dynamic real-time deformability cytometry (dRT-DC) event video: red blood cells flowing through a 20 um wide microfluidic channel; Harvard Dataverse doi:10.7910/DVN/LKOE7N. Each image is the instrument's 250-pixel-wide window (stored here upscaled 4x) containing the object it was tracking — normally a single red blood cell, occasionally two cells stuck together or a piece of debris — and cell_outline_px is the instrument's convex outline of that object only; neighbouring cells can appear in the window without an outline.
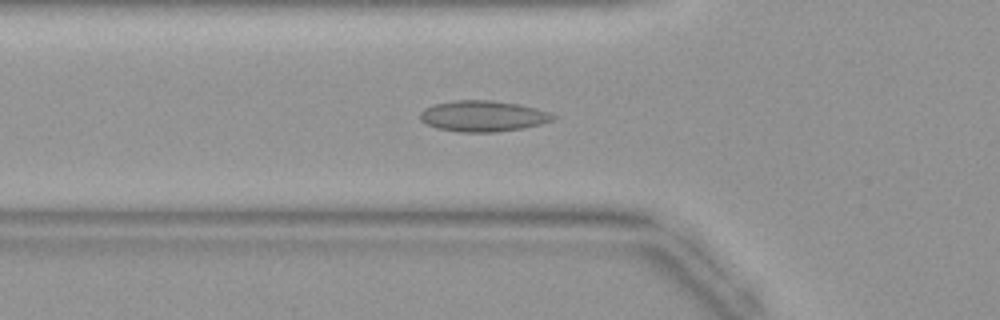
{"species": "common noctule bat (a hibernating species)", "species_latin": "Nyctalus noctula", "temperature_condition": "warm", "stored_images_in_passage": 43, "camera_frame_rate_fps": 3000, "um_per_image_px": 0.085, "animal": {"sex": "female", "body_mass_g": 19.9}, "frame": {"image": 1, "passage_image": 15, "time_ms": 4.667, "image_size_px": [1000, 320], "cell_outline_px": [[556, 120], [524, 128], [496, 132], [460, 132], [436, 128], [420, 120], [420, 112], [424, 108], [432, 104], [456, 100], [492, 100], [516, 104], [536, 108], [548, 112], [556, 116]], "centroid_in_image_um": [41.04, 9.87], "position_along_channel_um": 84.8, "area_um2": 24.04}}
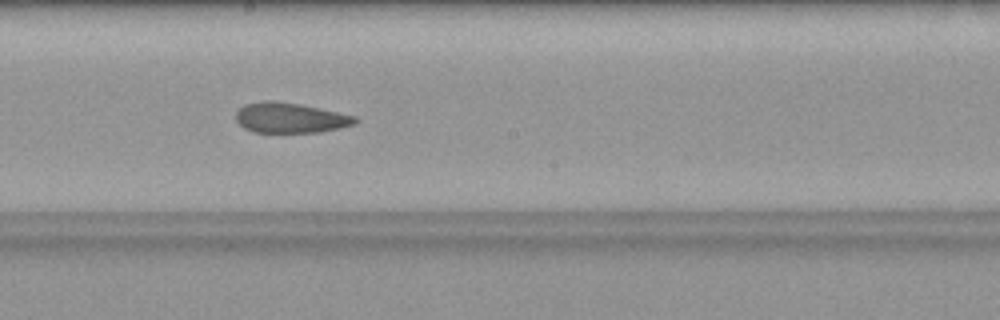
{"frame": {"image": 2, "passage_image": 24, "time_ms": 7.667, "image_size_px": [1000, 320], "cell_outline_px": [[360, 120], [356, 124], [340, 128], [320, 132], [252, 132], [244, 128], [236, 120], [236, 112], [244, 104], [268, 100], [272, 100], [300, 104], [320, 108], [356, 116]], "centroid_in_image_um": [24.7, 10.01], "position_along_channel_um": 223.5, "area_um2": 21.1}}
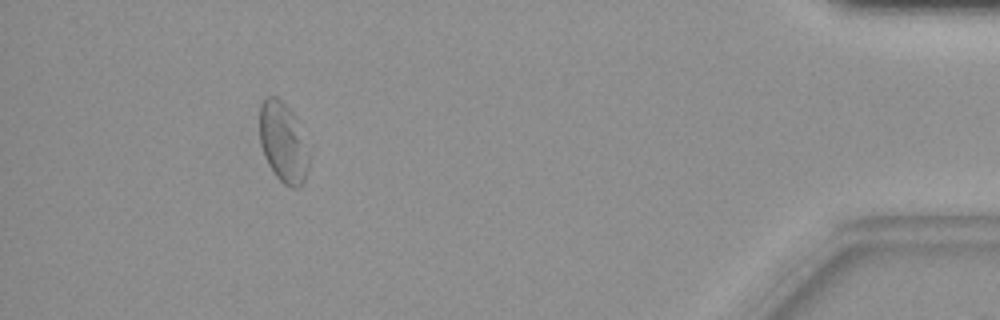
{"frame": {"image": 3, "passage_image": 40, "time_ms": 13.0, "image_size_px": [1000, 320], "cell_outline_px": [[312, 156], [304, 180], [300, 188], [292, 188], [284, 184], [276, 176], [268, 164], [264, 156], [260, 144], [260, 104], [268, 96], [276, 96], [292, 112], [312, 148]], "centroid_in_image_um": [24.13, 12.14], "position_along_channel_um": 411.1, "area_um2": 23.7}}